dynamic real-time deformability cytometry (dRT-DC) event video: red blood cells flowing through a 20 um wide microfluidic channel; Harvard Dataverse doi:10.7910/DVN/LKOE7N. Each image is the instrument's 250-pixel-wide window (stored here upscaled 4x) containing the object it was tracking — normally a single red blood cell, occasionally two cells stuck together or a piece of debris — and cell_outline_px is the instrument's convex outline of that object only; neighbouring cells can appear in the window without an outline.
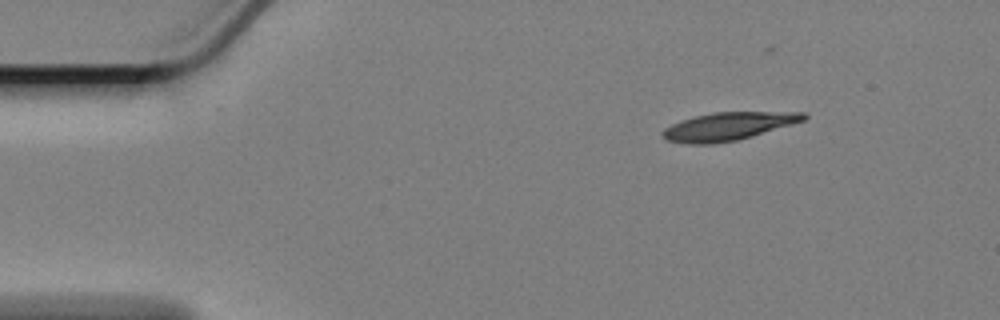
{"species": "Egyptian fruit bat (a non-hibernating species)", "species_latin": "Rousettus aegyptiacus", "temperature_condition": "cold", "stored_images_in_passage": 44, "camera_frame_rate_fps": 3000, "um_per_image_px": 0.085, "animal": {"sex": "female"}, "frame": {"image": 1, "passage_image": 1, "time_ms": 0.0, "image_size_px": [1000, 320], "cell_outline_px": [[808, 116], [804, 120], [792, 124], [752, 136], [736, 140], [716, 144], [688, 144], [664, 140], [660, 136], [660, 132], [664, 128], [680, 120], [712, 112], [804, 112]], "centroid_in_image_um": [61.83, 10.75], "position_along_channel_um": 23.2, "area_um2": 23.12}}
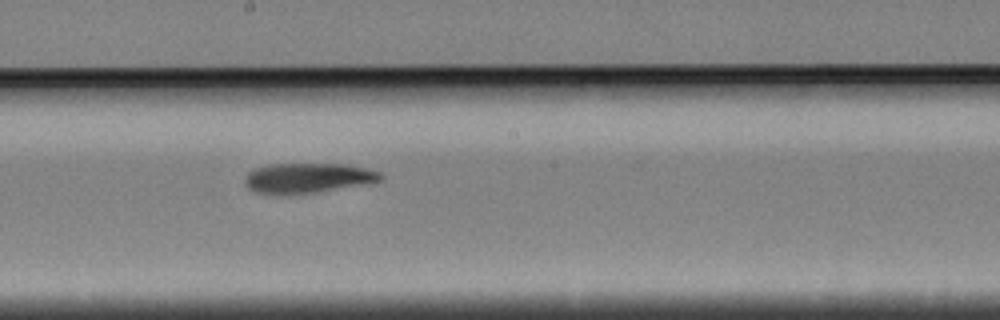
{"frame": {"image": 2, "passage_image": 25, "time_ms": 8.0, "image_size_px": [1000, 320], "cell_outline_px": [[384, 176], [380, 180], [312, 192], [280, 196], [276, 196], [256, 192], [248, 188], [244, 184], [244, 176], [248, 172], [256, 168], [268, 164], [348, 164], [380, 172]], "centroid_in_image_um": [26.02, 15.13], "position_along_channel_um": 222.2, "area_um2": 23.52}}
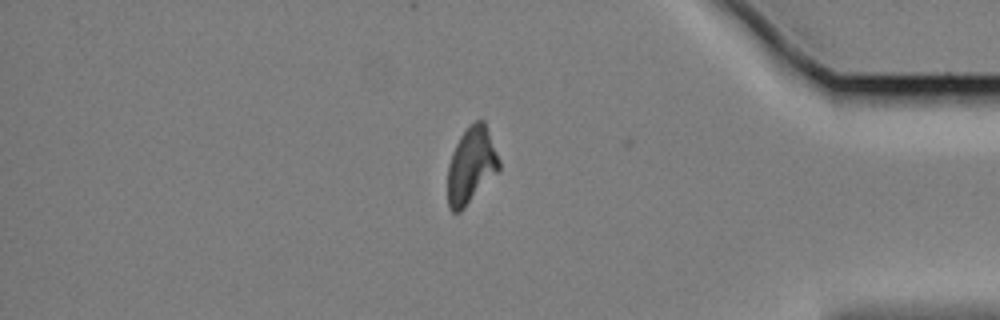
{"frame": {"image": 3, "passage_image": 43, "time_ms": 14.0, "image_size_px": [1000, 320], "cell_outline_px": [[500, 172], [460, 212], [452, 212], [448, 208], [448, 164], [452, 152], [460, 136], [468, 124], [476, 120], [484, 120], [500, 160]], "centroid_in_image_um": [40.07, 14.07], "position_along_channel_um": 395.1, "area_um2": 23.24}, "authors_computed_cell_mechanics": {"area_um2": 23.8136, "velocity_mm_per_s": 3.3631, "shape_relaxation_time_tau1_ms": 6.0096, "shape_relaxation_time_tau2_ms": 5.5189, "deformation_change_tau1": 0.1924, "deformation_change_tau2": 0.1397}}